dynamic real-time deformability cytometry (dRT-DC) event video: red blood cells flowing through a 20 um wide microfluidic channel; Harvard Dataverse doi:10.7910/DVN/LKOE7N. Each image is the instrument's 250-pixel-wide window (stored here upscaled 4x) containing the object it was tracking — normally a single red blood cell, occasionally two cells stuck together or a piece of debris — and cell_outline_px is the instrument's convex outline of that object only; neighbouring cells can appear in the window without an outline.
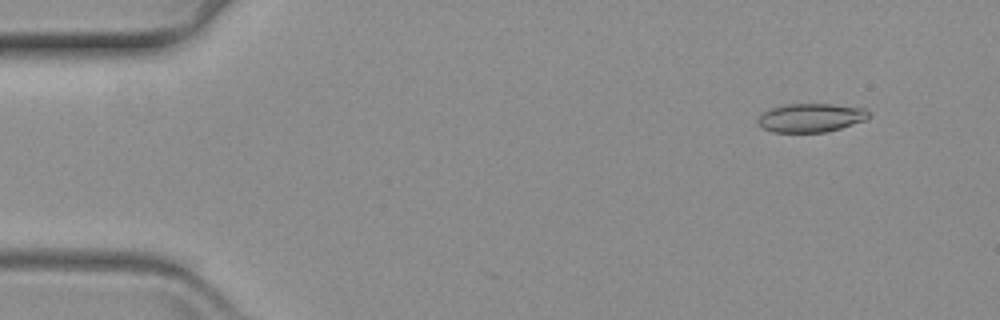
{"species": "common noctule bat (a hibernating species)", "species_latin": "Nyctalus noctula", "temperature_condition": "warm", "stored_images_in_passage": 8, "camera_frame_rate_fps": 3000, "um_per_image_px": 0.085, "animal": {"sex": "female", "body_mass_g": 19.3, "forearm_length_mm": 54.1}, "frame": {"image": 1, "passage_image": 4, "time_ms": 1.0, "image_size_px": [1000, 320], "cell_outline_px": [[872, 116], [864, 120], [840, 128], [824, 132], [772, 132], [760, 128], [756, 124], [756, 120], [768, 108], [784, 104], [832, 104], [864, 108]], "centroid_in_image_um": [68.85, 10.0], "position_along_channel_um": 16.1, "area_um2": 18.67}}